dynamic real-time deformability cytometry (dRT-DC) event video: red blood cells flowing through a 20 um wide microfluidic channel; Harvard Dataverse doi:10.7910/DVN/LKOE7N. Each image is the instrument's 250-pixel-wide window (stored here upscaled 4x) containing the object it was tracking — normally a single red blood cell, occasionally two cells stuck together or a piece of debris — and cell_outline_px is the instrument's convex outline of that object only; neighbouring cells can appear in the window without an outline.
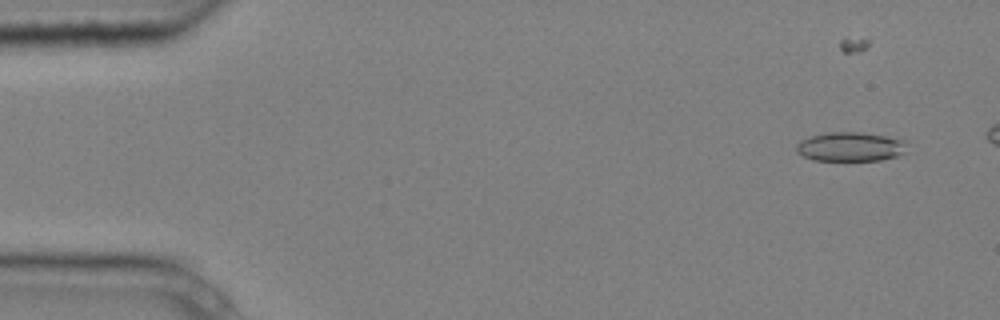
{"species": "common noctule bat (a hibernating species)", "species_latin": "Nyctalus noctula", "temperature_condition": "cold", "stored_images_in_passage": 6, "camera_frame_rate_fps": 3000, "um_per_image_px": 0.085, "animal": {"sex": "male", "body_mass_g": 20.4}, "frame": {"image": 1, "passage_image": 2, "time_ms": 0.333, "image_size_px": [1000, 320], "cell_outline_px": [[904, 152], [896, 156], [880, 160], [812, 160], [796, 152], [796, 144], [800, 140], [808, 136], [828, 132], [860, 132], [888, 136], [904, 140]], "centroid_in_image_um": [72.22, 12.46], "position_along_channel_um": 12.8, "area_um2": 18.79}}